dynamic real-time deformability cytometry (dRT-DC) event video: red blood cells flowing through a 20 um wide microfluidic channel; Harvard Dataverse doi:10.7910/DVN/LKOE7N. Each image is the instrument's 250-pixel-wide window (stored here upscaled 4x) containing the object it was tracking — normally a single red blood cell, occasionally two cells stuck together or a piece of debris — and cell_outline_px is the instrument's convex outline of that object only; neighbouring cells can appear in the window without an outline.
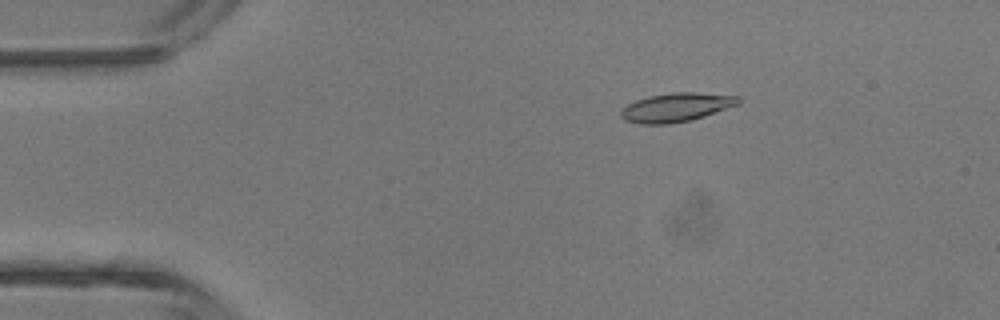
{"species": "common noctule bat (a hibernating species)", "species_latin": "Nyctalus noctula", "temperature_condition": "room temperature", "stored_images_in_passage": 4, "camera_frame_rate_fps": 3000, "um_per_image_px": 0.085, "animal": {"sex": "male", "body_mass_g": 13.3}, "frame": {"image": 1, "passage_image": 2, "time_ms": 1.0, "image_size_px": [1000, 320], "cell_outline_px": [[740, 104], [692, 120], [668, 124], [640, 124], [624, 120], [620, 116], [620, 112], [628, 104], [636, 100], [648, 96], [672, 92], [696, 92], [740, 96]], "centroid_in_image_um": [57.49, 9.12], "position_along_channel_um": 27.5, "area_um2": 19.83}}
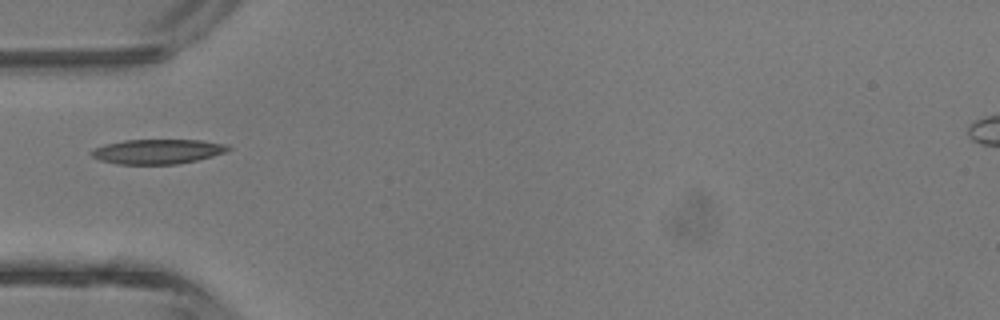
{"frame": {"image": 2, "passage_image": 4, "time_ms": 3.333, "image_size_px": [1000, 320], "cell_outline_px": [[232, 148], [228, 152], [196, 160], [176, 164], [116, 164], [100, 160], [92, 156], [88, 152], [92, 148], [104, 144], [124, 140], [200, 140], [228, 144]], "centroid_in_image_um": [13.38, 12.87], "position_along_channel_um": 71.6, "area_um2": 19.88}}